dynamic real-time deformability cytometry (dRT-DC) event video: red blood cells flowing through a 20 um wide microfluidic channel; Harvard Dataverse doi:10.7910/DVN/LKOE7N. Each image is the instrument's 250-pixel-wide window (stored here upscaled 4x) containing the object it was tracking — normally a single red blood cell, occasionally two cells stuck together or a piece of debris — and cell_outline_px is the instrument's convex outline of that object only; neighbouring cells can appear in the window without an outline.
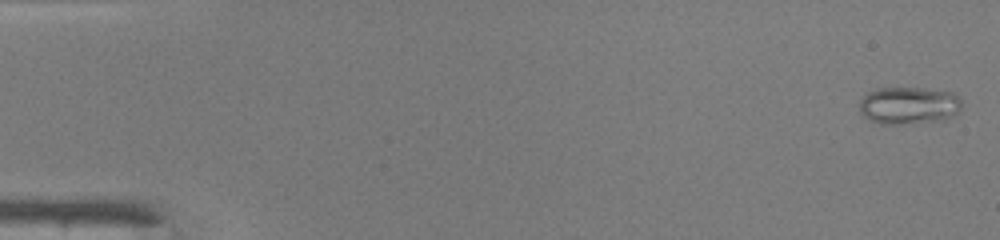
{"species": "common noctule bat (a hibernating species)", "species_latin": "Nyctalus noctula", "temperature_condition": "warm", "stored_images_in_passage": 48, "camera_frame_rate_fps": 3000, "um_per_image_px": 0.085, "animal": {"sex": "male", "body_mass_g": 19.0, "forearm_length_mm": 50.8}, "frame": {"image": 1, "passage_image": 1, "time_ms": 0.0, "image_size_px": [1000, 240], "cell_outline_px": [[960, 112], [944, 120], [896, 124], [880, 124], [868, 120], [860, 112], [860, 100], [868, 92], [876, 88], [924, 88], [952, 92], [960, 100]], "centroid_in_image_um": [77.22, 8.96], "position_along_channel_um": 7.8, "area_um2": 22.31}}
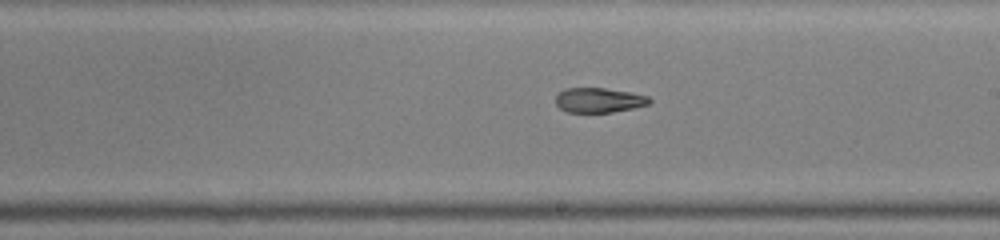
{"frame": {"image": 2, "passage_image": 28, "time_ms": 9.0, "image_size_px": [1000, 240], "cell_outline_px": [[652, 100], [648, 104], [636, 108], [612, 112], [568, 112], [560, 108], [556, 104], [556, 96], [564, 88], [604, 88], [628, 92], [648, 96]], "centroid_in_image_um": [50.91, 8.52], "position_along_channel_um": 238.1, "area_um2": 13.47}}
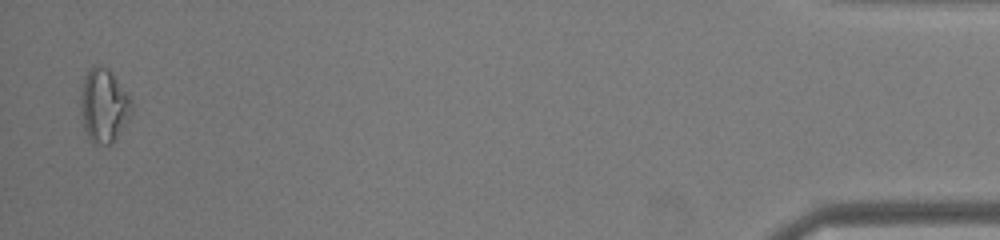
{"frame": {"image": 3, "passage_image": 47, "time_ms": 15.333, "image_size_px": [1000, 240], "cell_outline_px": [[132, 112], [128, 120], [116, 140], [112, 144], [92, 144], [88, 140], [84, 128], [80, 112], [80, 92], [84, 76], [88, 68], [96, 64], [104, 64], [112, 72], [132, 100]], "centroid_in_image_um": [8.8, 8.96], "position_along_channel_um": 426.4, "area_um2": 22.6}, "authors_computed_cell_mechanics": {"area_um2": 17.0221, "velocity_mm_per_s": 4.2763, "shape_relaxation_time_tau1_ms": null, "shape_relaxation_time_tau2_ms": 2.7263, "deformation_change_tau1": null, "deformation_change_tau2": 0.0968}}